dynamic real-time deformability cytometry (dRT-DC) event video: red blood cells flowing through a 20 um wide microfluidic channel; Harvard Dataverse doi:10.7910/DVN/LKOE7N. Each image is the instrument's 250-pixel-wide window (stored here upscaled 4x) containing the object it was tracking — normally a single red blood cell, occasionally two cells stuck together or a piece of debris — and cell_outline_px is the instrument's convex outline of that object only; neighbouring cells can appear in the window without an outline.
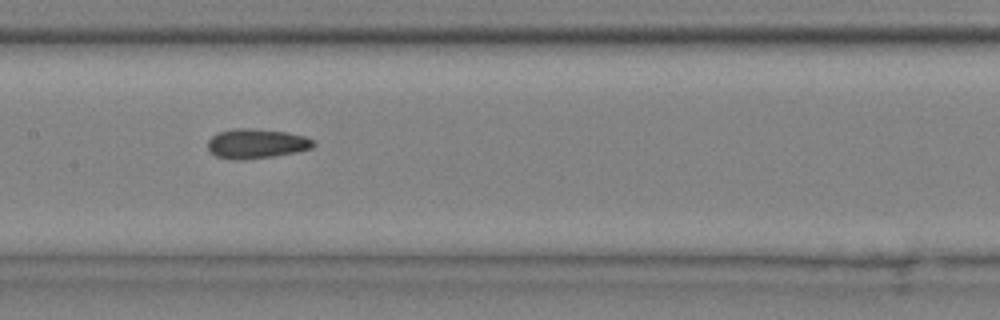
{"species": "common noctule bat (a hibernating species)", "species_latin": "Nyctalus noctula", "temperature_condition": "cold", "stored_images_in_passage": 15, "camera_frame_rate_fps": 3000, "um_per_image_px": 0.085, "animal": {"sex": "male", "body_mass_g": 20.4}, "frame": {"image": 1, "passage_image": 9, "time_ms": 2.667, "image_size_px": [1000, 320], "cell_outline_px": [[316, 144], [312, 148], [296, 152], [272, 156], [216, 156], [208, 148], [208, 140], [216, 132], [232, 128], [252, 128], [288, 132], [304, 136], [316, 140]], "centroid_in_image_um": [21.87, 12.13], "position_along_channel_um": 185.5, "area_um2": 17.51}}
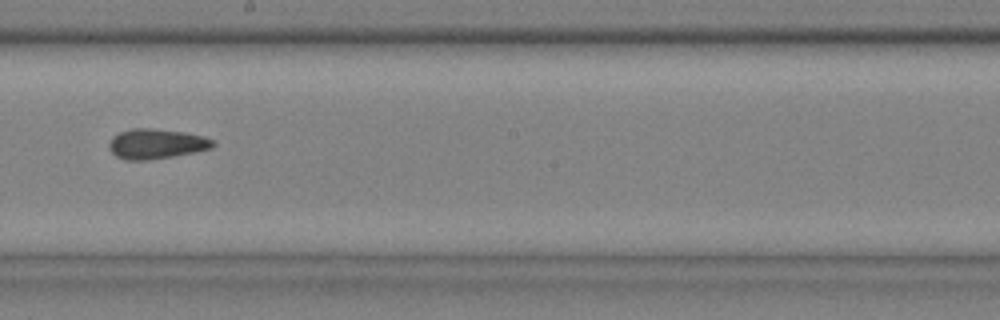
{"frame": {"image": 2, "passage_image": 10, "time_ms": 3.0, "image_size_px": [1000, 320], "cell_outline_px": [[216, 144], [212, 148], [172, 156], [148, 160], [124, 160], [116, 156], [108, 148], [108, 144], [112, 136], [120, 132], [132, 128], [152, 128], [184, 132], [204, 136], [216, 140]], "centroid_in_image_um": [13.28, 12.22], "position_along_channel_um": 234.9, "area_um2": 18.26}}
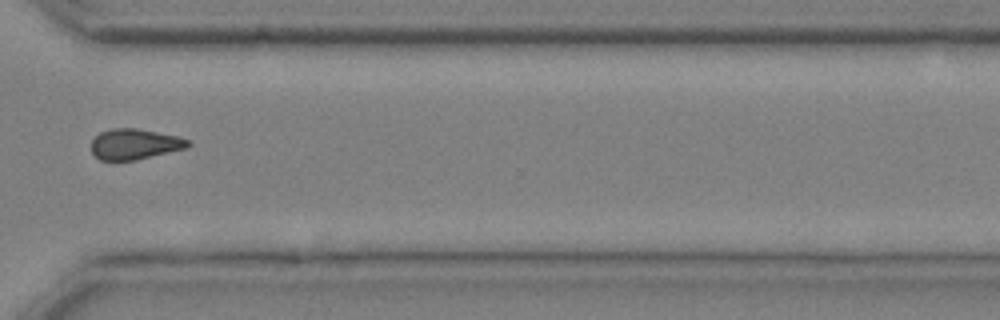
{"frame": {"image": 3, "passage_image": 13, "time_ms": 4.0, "image_size_px": [1000, 320], "cell_outline_px": [[192, 144], [188, 148], [136, 160], [100, 160], [92, 152], [92, 140], [100, 132], [112, 128], [136, 128], [176, 136], [192, 140]], "centroid_in_image_um": [11.49, 12.25], "position_along_channel_um": 359.1, "area_um2": 17.28}}